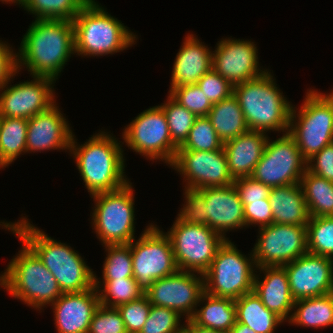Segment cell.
<instances>
[{"label":"cell","mask_w":333,"mask_h":333,"mask_svg":"<svg viewBox=\"0 0 333 333\" xmlns=\"http://www.w3.org/2000/svg\"><path fill=\"white\" fill-rule=\"evenodd\" d=\"M172 243L178 270L204 274L224 238L207 225L185 224L175 220L166 233Z\"/></svg>","instance_id":"cell-11"},{"label":"cell","mask_w":333,"mask_h":333,"mask_svg":"<svg viewBox=\"0 0 333 333\" xmlns=\"http://www.w3.org/2000/svg\"><path fill=\"white\" fill-rule=\"evenodd\" d=\"M269 70L262 76L233 86L249 130L289 131L292 104L284 98Z\"/></svg>","instance_id":"cell-4"},{"label":"cell","mask_w":333,"mask_h":333,"mask_svg":"<svg viewBox=\"0 0 333 333\" xmlns=\"http://www.w3.org/2000/svg\"><path fill=\"white\" fill-rule=\"evenodd\" d=\"M22 250L0 276V286L10 295L40 309L53 304L63 293L57 280L36 253L24 242Z\"/></svg>","instance_id":"cell-5"},{"label":"cell","mask_w":333,"mask_h":333,"mask_svg":"<svg viewBox=\"0 0 333 333\" xmlns=\"http://www.w3.org/2000/svg\"><path fill=\"white\" fill-rule=\"evenodd\" d=\"M186 182L185 188L201 189L233 185L224 149L214 151L177 150L170 165Z\"/></svg>","instance_id":"cell-15"},{"label":"cell","mask_w":333,"mask_h":333,"mask_svg":"<svg viewBox=\"0 0 333 333\" xmlns=\"http://www.w3.org/2000/svg\"><path fill=\"white\" fill-rule=\"evenodd\" d=\"M229 333H256L247 325L236 322Z\"/></svg>","instance_id":"cell-50"},{"label":"cell","mask_w":333,"mask_h":333,"mask_svg":"<svg viewBox=\"0 0 333 333\" xmlns=\"http://www.w3.org/2000/svg\"><path fill=\"white\" fill-rule=\"evenodd\" d=\"M207 117L223 143L249 130L234 94L213 104Z\"/></svg>","instance_id":"cell-28"},{"label":"cell","mask_w":333,"mask_h":333,"mask_svg":"<svg viewBox=\"0 0 333 333\" xmlns=\"http://www.w3.org/2000/svg\"><path fill=\"white\" fill-rule=\"evenodd\" d=\"M186 325L184 326L183 333H229L222 330H214L202 326L195 325L191 320H185Z\"/></svg>","instance_id":"cell-49"},{"label":"cell","mask_w":333,"mask_h":333,"mask_svg":"<svg viewBox=\"0 0 333 333\" xmlns=\"http://www.w3.org/2000/svg\"><path fill=\"white\" fill-rule=\"evenodd\" d=\"M223 145L210 119L201 116L196 118L187 140L178 150L214 151L223 149Z\"/></svg>","instance_id":"cell-37"},{"label":"cell","mask_w":333,"mask_h":333,"mask_svg":"<svg viewBox=\"0 0 333 333\" xmlns=\"http://www.w3.org/2000/svg\"><path fill=\"white\" fill-rule=\"evenodd\" d=\"M237 322L247 325L256 333H274L284 320L267 309L252 291L235 300Z\"/></svg>","instance_id":"cell-29"},{"label":"cell","mask_w":333,"mask_h":333,"mask_svg":"<svg viewBox=\"0 0 333 333\" xmlns=\"http://www.w3.org/2000/svg\"><path fill=\"white\" fill-rule=\"evenodd\" d=\"M196 84L212 104L233 94V86L213 69L205 73Z\"/></svg>","instance_id":"cell-44"},{"label":"cell","mask_w":333,"mask_h":333,"mask_svg":"<svg viewBox=\"0 0 333 333\" xmlns=\"http://www.w3.org/2000/svg\"><path fill=\"white\" fill-rule=\"evenodd\" d=\"M180 318L181 315L170 308L151 305L147 321L139 333H183Z\"/></svg>","instance_id":"cell-39"},{"label":"cell","mask_w":333,"mask_h":333,"mask_svg":"<svg viewBox=\"0 0 333 333\" xmlns=\"http://www.w3.org/2000/svg\"><path fill=\"white\" fill-rule=\"evenodd\" d=\"M72 136V130L55 103L48 110L28 119L26 152L70 150Z\"/></svg>","instance_id":"cell-21"},{"label":"cell","mask_w":333,"mask_h":333,"mask_svg":"<svg viewBox=\"0 0 333 333\" xmlns=\"http://www.w3.org/2000/svg\"><path fill=\"white\" fill-rule=\"evenodd\" d=\"M122 133L131 150L150 160L161 159L172 164L178 148L172 143L166 116L160 105L140 113Z\"/></svg>","instance_id":"cell-12"},{"label":"cell","mask_w":333,"mask_h":333,"mask_svg":"<svg viewBox=\"0 0 333 333\" xmlns=\"http://www.w3.org/2000/svg\"><path fill=\"white\" fill-rule=\"evenodd\" d=\"M166 102L160 106L166 116L172 143L180 148L187 140L197 116L176 102L170 95Z\"/></svg>","instance_id":"cell-35"},{"label":"cell","mask_w":333,"mask_h":333,"mask_svg":"<svg viewBox=\"0 0 333 333\" xmlns=\"http://www.w3.org/2000/svg\"><path fill=\"white\" fill-rule=\"evenodd\" d=\"M17 52V68L25 65L32 76L56 81L71 54L75 53L73 23L63 19H35Z\"/></svg>","instance_id":"cell-1"},{"label":"cell","mask_w":333,"mask_h":333,"mask_svg":"<svg viewBox=\"0 0 333 333\" xmlns=\"http://www.w3.org/2000/svg\"><path fill=\"white\" fill-rule=\"evenodd\" d=\"M124 321L128 333H139L151 310V303L146 295L116 307Z\"/></svg>","instance_id":"cell-41"},{"label":"cell","mask_w":333,"mask_h":333,"mask_svg":"<svg viewBox=\"0 0 333 333\" xmlns=\"http://www.w3.org/2000/svg\"><path fill=\"white\" fill-rule=\"evenodd\" d=\"M88 333H128L116 307L99 305L93 314Z\"/></svg>","instance_id":"cell-42"},{"label":"cell","mask_w":333,"mask_h":333,"mask_svg":"<svg viewBox=\"0 0 333 333\" xmlns=\"http://www.w3.org/2000/svg\"><path fill=\"white\" fill-rule=\"evenodd\" d=\"M256 48L249 40L223 39L212 53V69L232 86L258 78L267 70L259 69Z\"/></svg>","instance_id":"cell-19"},{"label":"cell","mask_w":333,"mask_h":333,"mask_svg":"<svg viewBox=\"0 0 333 333\" xmlns=\"http://www.w3.org/2000/svg\"><path fill=\"white\" fill-rule=\"evenodd\" d=\"M267 140L264 132L248 130L224 142L229 172L234 180L252 175L264 153Z\"/></svg>","instance_id":"cell-25"},{"label":"cell","mask_w":333,"mask_h":333,"mask_svg":"<svg viewBox=\"0 0 333 333\" xmlns=\"http://www.w3.org/2000/svg\"><path fill=\"white\" fill-rule=\"evenodd\" d=\"M74 138L70 152L90 195L117 190L129 182L124 175L122 146L116 138L101 131L81 146Z\"/></svg>","instance_id":"cell-3"},{"label":"cell","mask_w":333,"mask_h":333,"mask_svg":"<svg viewBox=\"0 0 333 333\" xmlns=\"http://www.w3.org/2000/svg\"><path fill=\"white\" fill-rule=\"evenodd\" d=\"M306 229L308 252L333 258V216L310 217Z\"/></svg>","instance_id":"cell-36"},{"label":"cell","mask_w":333,"mask_h":333,"mask_svg":"<svg viewBox=\"0 0 333 333\" xmlns=\"http://www.w3.org/2000/svg\"><path fill=\"white\" fill-rule=\"evenodd\" d=\"M185 203L176 220L185 224L205 225V197L198 190L185 188Z\"/></svg>","instance_id":"cell-43"},{"label":"cell","mask_w":333,"mask_h":333,"mask_svg":"<svg viewBox=\"0 0 333 333\" xmlns=\"http://www.w3.org/2000/svg\"><path fill=\"white\" fill-rule=\"evenodd\" d=\"M233 185L238 192L242 204H250L267 199L271 190L270 186L264 185L251 176L237 178L234 180Z\"/></svg>","instance_id":"cell-45"},{"label":"cell","mask_w":333,"mask_h":333,"mask_svg":"<svg viewBox=\"0 0 333 333\" xmlns=\"http://www.w3.org/2000/svg\"><path fill=\"white\" fill-rule=\"evenodd\" d=\"M312 162L314 163L312 164ZM307 170L333 182V143L325 146L307 161Z\"/></svg>","instance_id":"cell-47"},{"label":"cell","mask_w":333,"mask_h":333,"mask_svg":"<svg viewBox=\"0 0 333 333\" xmlns=\"http://www.w3.org/2000/svg\"><path fill=\"white\" fill-rule=\"evenodd\" d=\"M169 95L197 117L208 116L213 104L197 84L182 85L169 90Z\"/></svg>","instance_id":"cell-40"},{"label":"cell","mask_w":333,"mask_h":333,"mask_svg":"<svg viewBox=\"0 0 333 333\" xmlns=\"http://www.w3.org/2000/svg\"><path fill=\"white\" fill-rule=\"evenodd\" d=\"M205 197V225L220 234L245 226L244 205L234 185L198 189Z\"/></svg>","instance_id":"cell-20"},{"label":"cell","mask_w":333,"mask_h":333,"mask_svg":"<svg viewBox=\"0 0 333 333\" xmlns=\"http://www.w3.org/2000/svg\"><path fill=\"white\" fill-rule=\"evenodd\" d=\"M265 274L263 280L254 276L253 292L261 299L263 305L283 320H290L295 303L292 297L288 276L283 266H265L258 268ZM288 317V318H287Z\"/></svg>","instance_id":"cell-23"},{"label":"cell","mask_w":333,"mask_h":333,"mask_svg":"<svg viewBox=\"0 0 333 333\" xmlns=\"http://www.w3.org/2000/svg\"><path fill=\"white\" fill-rule=\"evenodd\" d=\"M25 219L27 218L16 223L0 222V225L15 233L36 253L57 280L62 293L82 292L93 288L94 272L84 259L70 246L48 237Z\"/></svg>","instance_id":"cell-2"},{"label":"cell","mask_w":333,"mask_h":333,"mask_svg":"<svg viewBox=\"0 0 333 333\" xmlns=\"http://www.w3.org/2000/svg\"><path fill=\"white\" fill-rule=\"evenodd\" d=\"M28 119L0 116V168L26 153Z\"/></svg>","instance_id":"cell-31"},{"label":"cell","mask_w":333,"mask_h":333,"mask_svg":"<svg viewBox=\"0 0 333 333\" xmlns=\"http://www.w3.org/2000/svg\"><path fill=\"white\" fill-rule=\"evenodd\" d=\"M294 313L289 324L322 328L333 325V292L319 296L296 300Z\"/></svg>","instance_id":"cell-30"},{"label":"cell","mask_w":333,"mask_h":333,"mask_svg":"<svg viewBox=\"0 0 333 333\" xmlns=\"http://www.w3.org/2000/svg\"><path fill=\"white\" fill-rule=\"evenodd\" d=\"M95 201L93 227L104 245L135 240L134 195L130 181L123 187L91 195Z\"/></svg>","instance_id":"cell-9"},{"label":"cell","mask_w":333,"mask_h":333,"mask_svg":"<svg viewBox=\"0 0 333 333\" xmlns=\"http://www.w3.org/2000/svg\"><path fill=\"white\" fill-rule=\"evenodd\" d=\"M243 205L245 227L254 224L259 225L261 228L273 223V214L269 198Z\"/></svg>","instance_id":"cell-46"},{"label":"cell","mask_w":333,"mask_h":333,"mask_svg":"<svg viewBox=\"0 0 333 333\" xmlns=\"http://www.w3.org/2000/svg\"><path fill=\"white\" fill-rule=\"evenodd\" d=\"M99 305L95 286L82 292L63 293L51 304L58 333H88L93 314Z\"/></svg>","instance_id":"cell-22"},{"label":"cell","mask_w":333,"mask_h":333,"mask_svg":"<svg viewBox=\"0 0 333 333\" xmlns=\"http://www.w3.org/2000/svg\"><path fill=\"white\" fill-rule=\"evenodd\" d=\"M228 239L219 246L209 269L203 274L204 291L216 297L237 300L253 291L256 266ZM252 258V259H251Z\"/></svg>","instance_id":"cell-8"},{"label":"cell","mask_w":333,"mask_h":333,"mask_svg":"<svg viewBox=\"0 0 333 333\" xmlns=\"http://www.w3.org/2000/svg\"><path fill=\"white\" fill-rule=\"evenodd\" d=\"M269 200L273 223L307 226L310 214L300 183L271 187Z\"/></svg>","instance_id":"cell-26"},{"label":"cell","mask_w":333,"mask_h":333,"mask_svg":"<svg viewBox=\"0 0 333 333\" xmlns=\"http://www.w3.org/2000/svg\"><path fill=\"white\" fill-rule=\"evenodd\" d=\"M129 244L133 278L144 294L154 281L178 271L171 240L158 227L150 224L136 242L132 240Z\"/></svg>","instance_id":"cell-10"},{"label":"cell","mask_w":333,"mask_h":333,"mask_svg":"<svg viewBox=\"0 0 333 333\" xmlns=\"http://www.w3.org/2000/svg\"><path fill=\"white\" fill-rule=\"evenodd\" d=\"M102 283L103 286L94 274V286L98 290L100 304L106 307H117L145 295L133 277L103 280ZM100 286L103 287L102 290L99 289Z\"/></svg>","instance_id":"cell-33"},{"label":"cell","mask_w":333,"mask_h":333,"mask_svg":"<svg viewBox=\"0 0 333 333\" xmlns=\"http://www.w3.org/2000/svg\"><path fill=\"white\" fill-rule=\"evenodd\" d=\"M201 301H206L205 305L200 310L196 309L190 320L197 326L230 332L237 322L235 300L204 291L199 299Z\"/></svg>","instance_id":"cell-27"},{"label":"cell","mask_w":333,"mask_h":333,"mask_svg":"<svg viewBox=\"0 0 333 333\" xmlns=\"http://www.w3.org/2000/svg\"><path fill=\"white\" fill-rule=\"evenodd\" d=\"M0 1L5 2V3H6V2H7V3H8V2H9V3H10V2H11V3H12V2H13V3H18L19 5H20V4L22 5V3L24 2V0H0Z\"/></svg>","instance_id":"cell-51"},{"label":"cell","mask_w":333,"mask_h":333,"mask_svg":"<svg viewBox=\"0 0 333 333\" xmlns=\"http://www.w3.org/2000/svg\"><path fill=\"white\" fill-rule=\"evenodd\" d=\"M267 140L264 153L251 175L270 187L300 183L307 170L295 139L287 132L275 141Z\"/></svg>","instance_id":"cell-13"},{"label":"cell","mask_w":333,"mask_h":333,"mask_svg":"<svg viewBox=\"0 0 333 333\" xmlns=\"http://www.w3.org/2000/svg\"><path fill=\"white\" fill-rule=\"evenodd\" d=\"M306 94L299 114L296 115L295 107L291 108L288 133L295 139L303 158L309 161L333 143V93L310 90Z\"/></svg>","instance_id":"cell-7"},{"label":"cell","mask_w":333,"mask_h":333,"mask_svg":"<svg viewBox=\"0 0 333 333\" xmlns=\"http://www.w3.org/2000/svg\"><path fill=\"white\" fill-rule=\"evenodd\" d=\"M181 47L173 64L170 90L182 85L196 84L212 69L213 52L193 34L185 37Z\"/></svg>","instance_id":"cell-24"},{"label":"cell","mask_w":333,"mask_h":333,"mask_svg":"<svg viewBox=\"0 0 333 333\" xmlns=\"http://www.w3.org/2000/svg\"><path fill=\"white\" fill-rule=\"evenodd\" d=\"M17 72V54L0 40V90Z\"/></svg>","instance_id":"cell-48"},{"label":"cell","mask_w":333,"mask_h":333,"mask_svg":"<svg viewBox=\"0 0 333 333\" xmlns=\"http://www.w3.org/2000/svg\"><path fill=\"white\" fill-rule=\"evenodd\" d=\"M90 0H24L22 7L36 19L70 20L78 15Z\"/></svg>","instance_id":"cell-34"},{"label":"cell","mask_w":333,"mask_h":333,"mask_svg":"<svg viewBox=\"0 0 333 333\" xmlns=\"http://www.w3.org/2000/svg\"><path fill=\"white\" fill-rule=\"evenodd\" d=\"M283 267L295 301L333 292V258L307 252Z\"/></svg>","instance_id":"cell-18"},{"label":"cell","mask_w":333,"mask_h":333,"mask_svg":"<svg viewBox=\"0 0 333 333\" xmlns=\"http://www.w3.org/2000/svg\"><path fill=\"white\" fill-rule=\"evenodd\" d=\"M300 185L310 217L333 216V182L306 170Z\"/></svg>","instance_id":"cell-32"},{"label":"cell","mask_w":333,"mask_h":333,"mask_svg":"<svg viewBox=\"0 0 333 333\" xmlns=\"http://www.w3.org/2000/svg\"><path fill=\"white\" fill-rule=\"evenodd\" d=\"M259 229L252 250L256 268L284 266L308 252L306 226L271 223Z\"/></svg>","instance_id":"cell-14"},{"label":"cell","mask_w":333,"mask_h":333,"mask_svg":"<svg viewBox=\"0 0 333 333\" xmlns=\"http://www.w3.org/2000/svg\"><path fill=\"white\" fill-rule=\"evenodd\" d=\"M72 23L75 53L81 56L113 54L136 42V35L109 15L95 0H90Z\"/></svg>","instance_id":"cell-6"},{"label":"cell","mask_w":333,"mask_h":333,"mask_svg":"<svg viewBox=\"0 0 333 333\" xmlns=\"http://www.w3.org/2000/svg\"><path fill=\"white\" fill-rule=\"evenodd\" d=\"M32 78L34 79L30 82L3 86L0 90V116L30 119L55 104L54 90L51 86L55 80L42 76Z\"/></svg>","instance_id":"cell-17"},{"label":"cell","mask_w":333,"mask_h":333,"mask_svg":"<svg viewBox=\"0 0 333 333\" xmlns=\"http://www.w3.org/2000/svg\"><path fill=\"white\" fill-rule=\"evenodd\" d=\"M108 254L103 266V280L133 277L130 244L104 245Z\"/></svg>","instance_id":"cell-38"},{"label":"cell","mask_w":333,"mask_h":333,"mask_svg":"<svg viewBox=\"0 0 333 333\" xmlns=\"http://www.w3.org/2000/svg\"><path fill=\"white\" fill-rule=\"evenodd\" d=\"M200 276L178 270L173 275L154 281L145 295L151 305L170 308L181 316L186 314V320H190L204 292V276Z\"/></svg>","instance_id":"cell-16"}]
</instances>
